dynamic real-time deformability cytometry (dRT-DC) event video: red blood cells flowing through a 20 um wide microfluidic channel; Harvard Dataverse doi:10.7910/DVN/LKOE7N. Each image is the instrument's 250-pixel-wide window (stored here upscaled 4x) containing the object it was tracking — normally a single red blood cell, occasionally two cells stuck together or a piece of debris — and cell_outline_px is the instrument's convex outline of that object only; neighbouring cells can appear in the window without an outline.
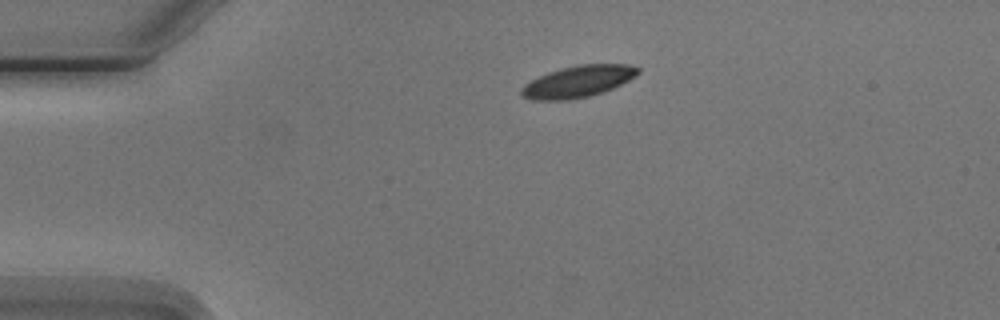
{"species": "Egyptian fruit bat (a non-hibernating species)", "species_latin": "Rousettus aegyptiacus", "temperature_condition": "cold", "stored_images_in_passage": 2, "camera_frame_rate_fps": 3000, "um_per_image_px": 0.085, "animal": {"sex": "male"}, "frame": {"image": 1, "passage_image": 1, "time_ms": 0.0, "image_size_px": [1000, 320], "cell_outline_px": [[640, 72], [628, 80], [612, 88], [588, 96], [568, 100], [532, 100], [524, 96], [520, 92], [520, 88], [524, 84], [548, 72], [560, 68], [580, 64], [628, 64], [640, 68]], "centroid_in_image_um": [49.11, 6.92], "position_along_channel_um": 35.9, "area_um2": 21.27}}